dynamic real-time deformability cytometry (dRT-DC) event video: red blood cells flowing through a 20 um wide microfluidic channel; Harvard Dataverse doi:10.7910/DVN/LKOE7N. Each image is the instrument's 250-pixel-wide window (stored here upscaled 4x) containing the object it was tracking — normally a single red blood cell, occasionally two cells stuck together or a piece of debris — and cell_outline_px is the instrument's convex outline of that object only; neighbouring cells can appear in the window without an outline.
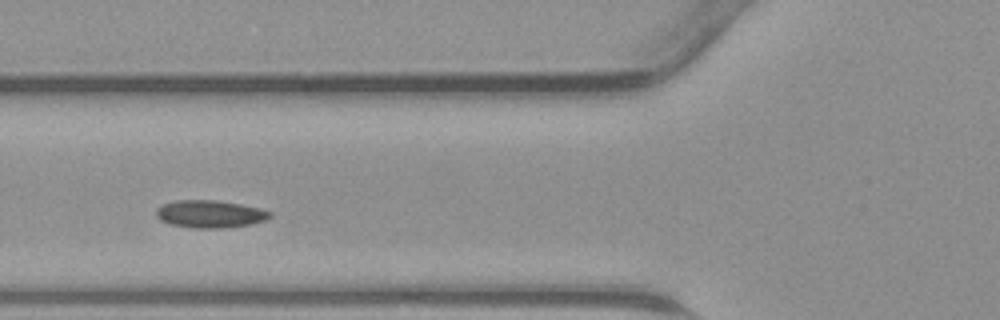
{"species": "common noctule bat (a hibernating species)", "species_latin": "Nyctalus noctula", "temperature_condition": "warm", "stored_images_in_passage": 16, "camera_frame_rate_fps": 3000, "um_per_image_px": 0.085, "animal": {"sex": "male", "body_mass_g": 23.1, "forearm_length_mm": 52.7}, "frame": {"image": 1, "passage_image": 7, "time_ms": 2.0, "image_size_px": [1000, 320], "cell_outline_px": [[272, 216], [264, 220], [248, 224], [224, 228], [192, 228], [168, 224], [160, 220], [156, 216], [156, 208], [164, 204], [176, 200], [216, 200], [240, 204], [260, 208], [272, 212]], "centroid_in_image_um": [17.82, 18.19], "position_along_channel_um": 108.0, "area_um2": 18.26}}
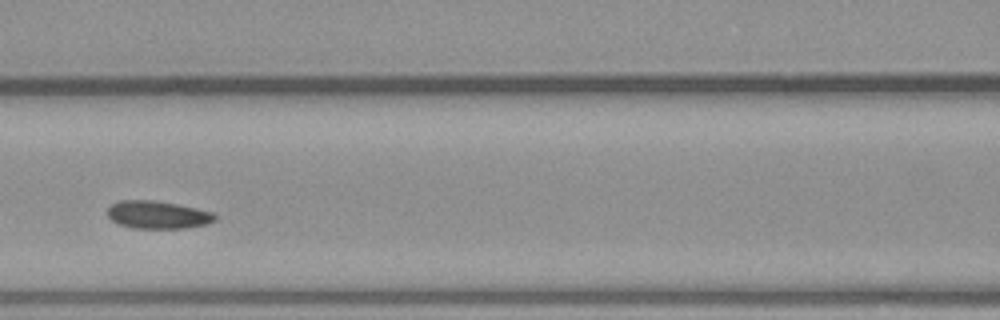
{"frame": {"image": 2, "passage_image": 10, "time_ms": 3.0, "image_size_px": [1000, 320], "cell_outline_px": [[216, 220], [208, 224], [184, 228], [132, 228], [120, 224], [112, 220], [108, 216], [108, 208], [112, 204], [120, 200], [152, 200], [176, 204], [196, 208], [212, 212], [216, 216]], "centroid_in_image_um": [13.41, 18.26], "position_along_channel_um": 153.2, "area_um2": 17.28}}